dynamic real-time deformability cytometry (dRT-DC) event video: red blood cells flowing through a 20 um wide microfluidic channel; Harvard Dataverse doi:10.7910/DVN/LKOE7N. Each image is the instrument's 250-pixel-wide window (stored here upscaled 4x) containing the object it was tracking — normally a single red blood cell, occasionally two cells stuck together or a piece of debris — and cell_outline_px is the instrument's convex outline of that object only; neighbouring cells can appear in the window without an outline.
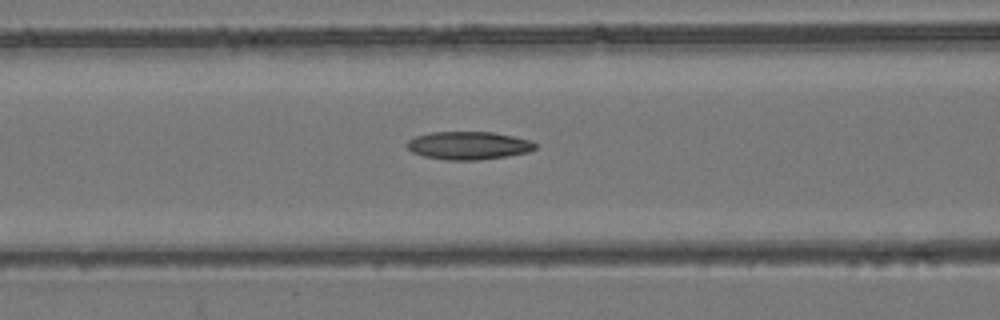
{"species": "common noctule bat (a hibernating species)", "species_latin": "Nyctalus noctula", "temperature_condition": "room temperature", "stored_images_in_passage": 54, "camera_frame_rate_fps": 3000, "um_per_image_px": 0.085, "animal": {"sex": "female", "body_mass_g": 24.6, "forearm_length_mm": 56.2}, "frame": {"image": 1, "passage_image": 23, "time_ms": 7.333, "image_size_px": [1000, 320], "cell_outline_px": [[536, 148], [528, 152], [508, 156], [476, 160], [444, 160], [424, 156], [412, 152], [404, 144], [408, 140], [416, 136], [428, 132], [492, 132], [532, 140], [536, 144]], "centroid_in_image_um": [39.8, 12.37], "position_along_channel_um": 126.8, "area_um2": 21.04}}
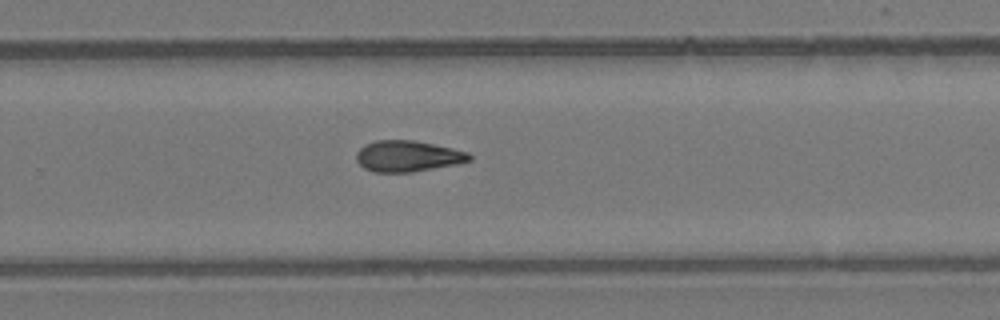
{"frame": {"image": 2, "passage_image": 36, "time_ms": 11.667, "image_size_px": [1000, 320], "cell_outline_px": [[472, 160], [456, 164], [412, 172], [372, 172], [364, 168], [356, 160], [356, 152], [364, 144], [376, 140], [412, 140], [452, 148], [468, 152], [472, 156]], "centroid_in_image_um": [34.63, 13.27], "position_along_channel_um": 295.2, "area_um2": 20.46}}
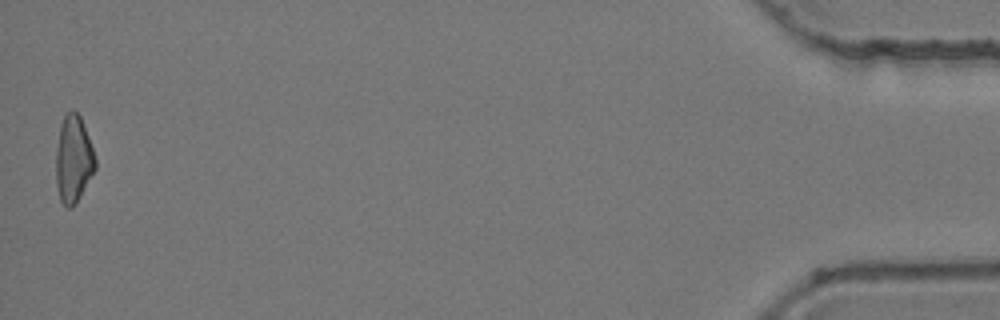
{"frame": {"image": 3, "passage_image": 54, "time_ms": 17.667, "image_size_px": [1000, 320], "cell_outline_px": [[96, 168], [76, 204], [72, 208], [64, 208], [60, 200], [56, 184], [56, 148], [60, 124], [64, 116], [72, 108], [80, 116], [88, 136], [96, 160]], "centroid_in_image_um": [6.22, 13.56], "position_along_channel_um": 429.0, "area_um2": 20.11}, "authors_computed_cell_mechanics": {"area_um2": 20.519, "velocity_mm_per_s": 3.899, "shape_relaxation_time_tau1_ms": null, "shape_relaxation_time_tau2_ms": 5.3921, "deformation_change_tau1": null, "deformation_change_tau2": 0.1497}}